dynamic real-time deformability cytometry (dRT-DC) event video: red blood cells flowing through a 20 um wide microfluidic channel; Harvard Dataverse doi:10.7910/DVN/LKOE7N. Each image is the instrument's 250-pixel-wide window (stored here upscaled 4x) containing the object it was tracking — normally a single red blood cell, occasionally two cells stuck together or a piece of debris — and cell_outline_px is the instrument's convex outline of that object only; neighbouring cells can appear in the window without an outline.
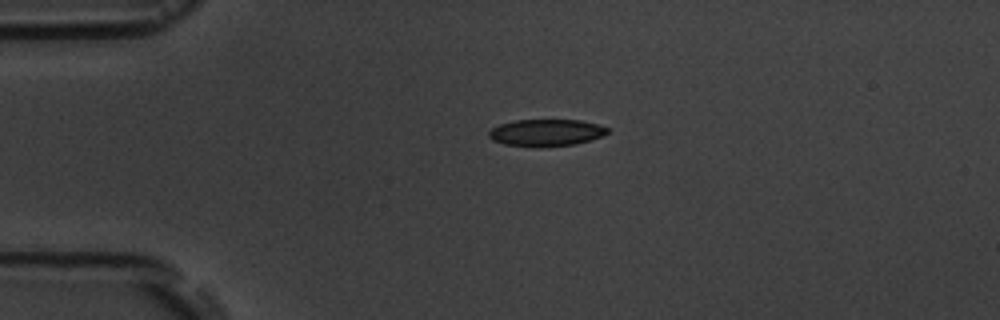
{"species": "common noctule bat (a hibernating species)", "species_latin": "Nyctalus noctula", "temperature_condition": "room temperature", "stored_images_in_passage": 2, "camera_frame_rate_fps": 3000, "um_per_image_px": 0.085, "animal": {"sex": "male", "body_mass_g": 19.5, "forearm_length_mm": 54.6}, "frame": {"image": 1, "passage_image": 1, "time_ms": 0.0, "image_size_px": [1000, 320], "cell_outline_px": [[608, 132], [600, 136], [576, 144], [540, 148], [532, 148], [504, 144], [492, 140], [488, 136], [488, 132], [492, 128], [500, 124], [516, 120], [580, 120], [596, 124], [608, 128]], "centroid_in_image_um": [46.36, 11.29], "position_along_channel_um": 38.6, "area_um2": 18.73}}